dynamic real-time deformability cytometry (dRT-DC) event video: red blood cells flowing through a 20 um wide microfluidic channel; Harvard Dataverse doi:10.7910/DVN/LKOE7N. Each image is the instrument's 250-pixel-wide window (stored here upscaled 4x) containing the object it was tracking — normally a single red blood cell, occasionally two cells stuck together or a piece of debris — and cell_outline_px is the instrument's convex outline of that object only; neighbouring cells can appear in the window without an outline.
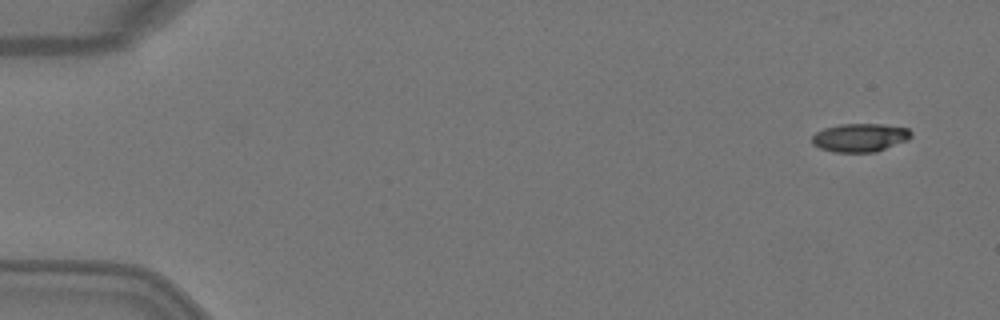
{"species": "Egyptian fruit bat (a non-hibernating species)", "species_latin": "Rousettus aegyptiacus", "temperature_condition": "warm", "stored_images_in_passage": 6, "camera_frame_rate_fps": 3000, "um_per_image_px": 0.085, "animal": {"sex": "female"}, "frame": {"image": 1, "passage_image": 1, "time_ms": 0.0, "image_size_px": [1000, 320], "cell_outline_px": [[912, 136], [908, 140], [876, 152], [832, 152], [820, 148], [812, 144], [812, 136], [816, 132], [824, 128], [840, 124], [884, 124], [908, 128], [912, 132]], "centroid_in_image_um": [73.11, 11.69], "position_along_channel_um": 11.9, "area_um2": 16.53}}
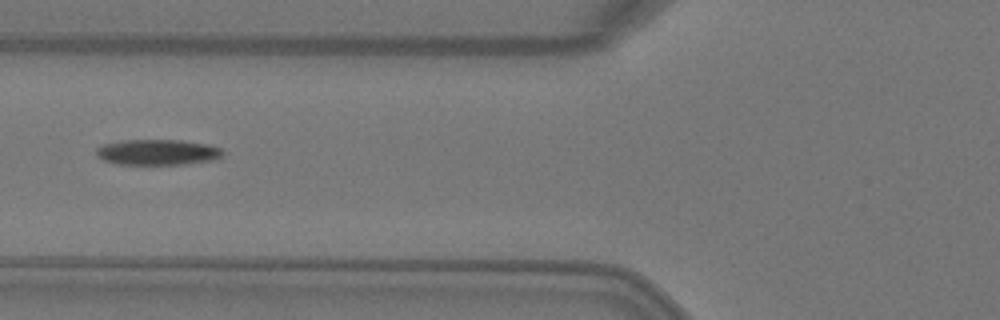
{"frame": {"image": 2, "passage_image": 6, "time_ms": 1.667, "image_size_px": [1000, 320], "cell_outline_px": [[224, 156], [220, 160], [184, 164], [116, 164], [104, 160], [96, 156], [96, 148], [104, 144], [124, 140], [180, 140], [208, 144], [220, 148], [224, 152]], "centroid_in_image_um": [13.46, 12.94], "position_along_channel_um": 112.3, "area_um2": 19.13}}